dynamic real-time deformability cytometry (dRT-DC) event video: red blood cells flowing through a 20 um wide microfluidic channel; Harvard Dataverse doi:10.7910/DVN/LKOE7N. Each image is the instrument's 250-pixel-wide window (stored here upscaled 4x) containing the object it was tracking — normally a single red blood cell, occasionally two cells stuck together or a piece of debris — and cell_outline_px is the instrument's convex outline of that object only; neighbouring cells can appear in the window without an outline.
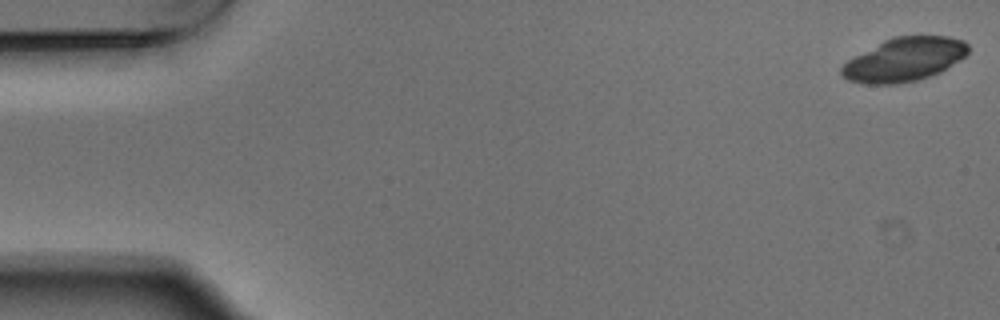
{"species": "Egyptian fruit bat (a non-hibernating species)", "species_latin": "Rousettus aegyptiacus", "temperature_condition": "warm", "stored_images_in_passage": 4, "camera_frame_rate_fps": 3000, "um_per_image_px": 0.085, "animal": {"sex": "male"}, "frame": {"image": 1, "passage_image": 1, "time_ms": 0.0, "image_size_px": [1000, 320], "cell_outline_px": [[968, 52], [964, 56], [940, 72], [916, 80], [896, 84], [868, 84], [848, 80], [840, 72], [840, 68], [848, 60], [884, 40], [892, 36], [948, 36], [964, 40], [968, 44]], "centroid_in_image_um": [76.86, 5.05], "position_along_channel_um": 8.1, "area_um2": 31.85}}